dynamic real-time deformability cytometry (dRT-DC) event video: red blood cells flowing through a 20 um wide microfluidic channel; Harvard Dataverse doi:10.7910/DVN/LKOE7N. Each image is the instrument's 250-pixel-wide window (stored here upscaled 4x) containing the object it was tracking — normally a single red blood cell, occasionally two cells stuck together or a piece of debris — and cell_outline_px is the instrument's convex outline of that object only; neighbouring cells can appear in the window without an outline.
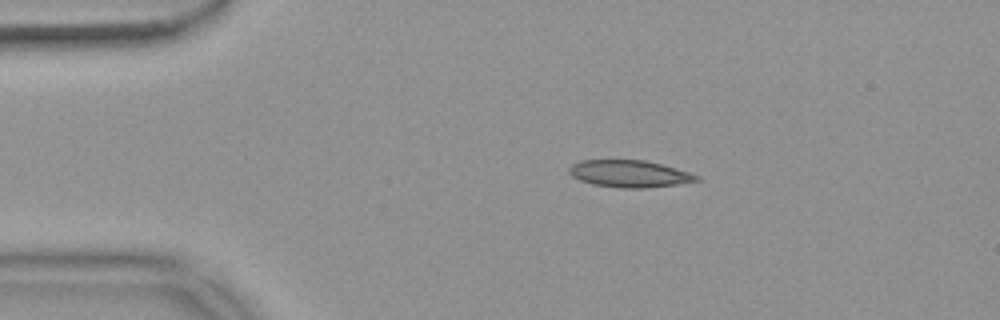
{"species": "common noctule bat (a hibernating species)", "species_latin": "Nyctalus noctula", "temperature_condition": "warm", "stored_images_in_passage": 45, "camera_frame_rate_fps": 3000, "um_per_image_px": 0.085, "animal": {"sex": "female", "body_mass_g": 18.4}, "frame": {"image": 1, "passage_image": 1, "time_ms": 0.0, "image_size_px": [1000, 320], "cell_outline_px": [[700, 180], [676, 184], [644, 188], [620, 188], [592, 184], [580, 180], [572, 176], [568, 172], [568, 168], [572, 164], [580, 160], [644, 160], [660, 164], [688, 172], [700, 176]], "centroid_in_image_um": [53.45, 14.77], "position_along_channel_um": 31.5, "area_um2": 19.94}}
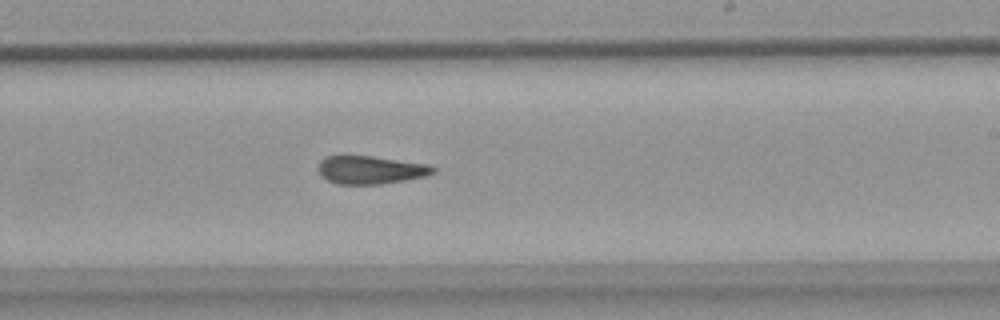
{"frame": {"image": 2, "passage_image": 23, "time_ms": 7.333, "image_size_px": [1000, 320], "cell_outline_px": [[436, 172], [428, 176], [380, 184], [336, 184], [320, 176], [316, 168], [320, 160], [324, 156], [372, 156], [428, 164], [436, 168]], "centroid_in_image_um": [31.47, 14.44], "position_along_channel_um": 257.5, "area_um2": 19.02}}
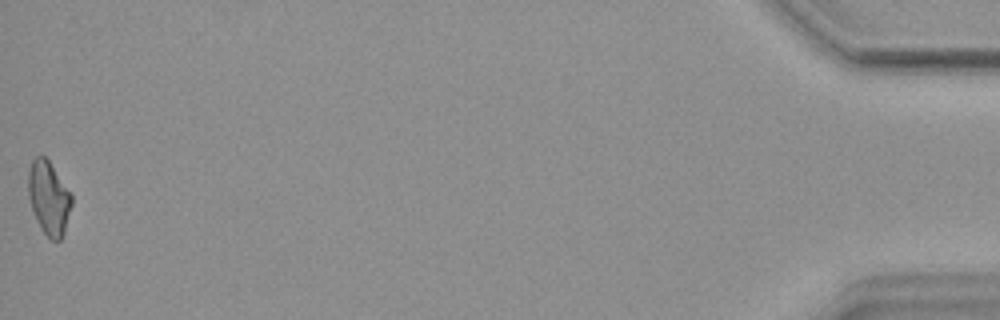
{"frame": {"image": 3, "passage_image": 45, "time_ms": 14.667, "image_size_px": [1000, 320], "cell_outline_px": [[72, 204], [64, 232], [60, 240], [52, 240], [40, 228], [36, 220], [28, 196], [28, 172], [32, 160], [36, 156], [44, 156], [48, 160], [72, 192]], "centroid_in_image_um": [4.15, 16.81], "position_along_channel_um": 431.0, "area_um2": 18.61}, "authors_computed_cell_mechanics": {"area_um2": 19.4208, "velocity_mm_per_s": 3.7147, "shape_relaxation_time_tau1_ms": null, "shape_relaxation_time_tau2_ms": 4.4384, "deformation_change_tau1": null, "deformation_change_tau2": 0.1536}}